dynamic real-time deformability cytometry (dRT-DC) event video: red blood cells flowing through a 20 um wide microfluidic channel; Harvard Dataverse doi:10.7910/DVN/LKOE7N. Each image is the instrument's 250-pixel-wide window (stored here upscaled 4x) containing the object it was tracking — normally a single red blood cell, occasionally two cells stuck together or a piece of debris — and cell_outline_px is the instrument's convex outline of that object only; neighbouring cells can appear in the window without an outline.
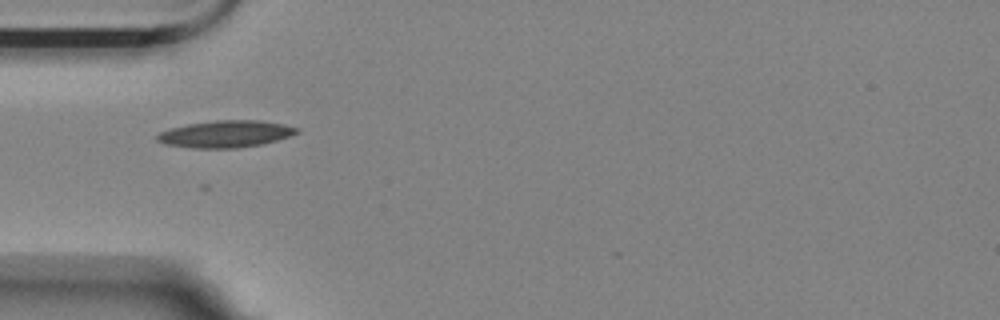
{"species": "Egyptian fruit bat (a non-hibernating species)", "species_latin": "Rousettus aegyptiacus", "temperature_condition": "room temperature", "stored_images_in_passage": 9, "camera_frame_rate_fps": 3000, "um_per_image_px": 0.085, "animal": {"sex": "female"}, "frame": {"image": 1, "passage_image": 4, "time_ms": 1.0, "image_size_px": [1000, 320], "cell_outline_px": [[300, 132], [292, 136], [260, 144], [236, 148], [192, 148], [168, 144], [156, 140], [156, 136], [160, 132], [168, 128], [188, 124], [216, 120], [260, 120], [284, 124], [300, 128]], "centroid_in_image_um": [19.21, 11.38], "position_along_channel_um": 65.8, "area_um2": 21.96}}
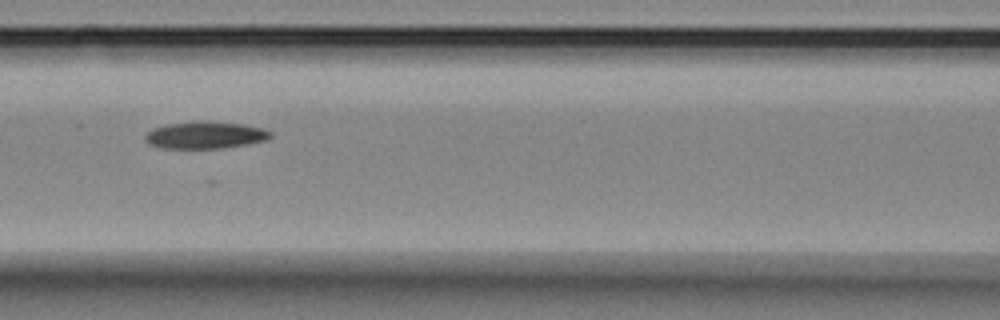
{"frame": {"image": 2, "passage_image": 6, "time_ms": 1.667, "image_size_px": [1000, 320], "cell_outline_px": [[272, 136], [268, 140], [248, 144], [224, 148], [160, 148], [148, 144], [144, 140], [144, 136], [152, 128], [164, 124], [244, 124], [264, 128], [272, 132]], "centroid_in_image_um": [17.45, 11.54], "position_along_channel_um": 149.1, "area_um2": 19.07}}
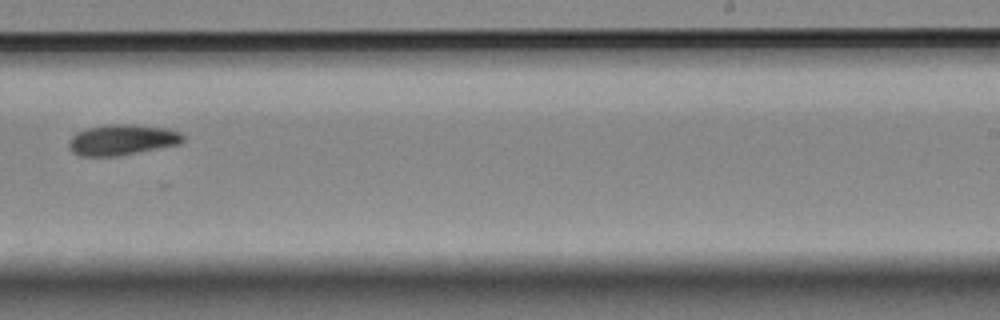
{"frame": {"image": 3, "passage_image": 9, "time_ms": 2.667, "image_size_px": [1000, 320], "cell_outline_px": [[184, 140], [180, 144], [120, 156], [80, 156], [72, 152], [68, 148], [68, 140], [76, 132], [88, 128], [104, 124], [128, 124], [168, 128], [180, 132], [184, 136]], "centroid_in_image_um": [10.36, 11.89], "position_along_channel_um": 278.6, "area_um2": 20.69}}